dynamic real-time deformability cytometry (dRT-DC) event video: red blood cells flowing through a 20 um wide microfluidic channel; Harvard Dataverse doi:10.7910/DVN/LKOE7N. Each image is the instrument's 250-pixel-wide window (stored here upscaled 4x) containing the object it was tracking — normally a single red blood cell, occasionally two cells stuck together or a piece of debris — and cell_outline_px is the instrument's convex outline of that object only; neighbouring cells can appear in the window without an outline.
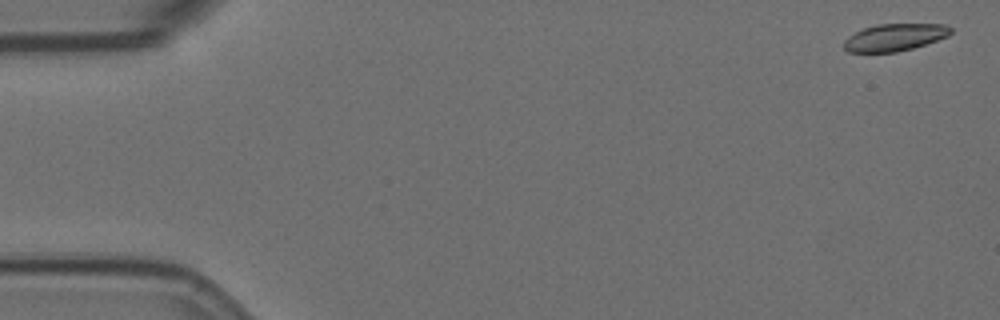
{"species": "Egyptian fruit bat (a non-hibernating species)", "species_latin": "Rousettus aegyptiacus", "temperature_condition": "room temperature", "stored_images_in_passage": 6, "camera_frame_rate_fps": 3000, "um_per_image_px": 0.085, "animal": {"sex": "female"}, "frame": {"image": 1, "passage_image": 1, "time_ms": 0.0, "image_size_px": [1000, 320], "cell_outline_px": [[952, 32], [948, 36], [912, 48], [896, 52], [848, 52], [844, 48], [844, 40], [848, 36], [864, 28], [876, 24], [944, 24], [952, 28]], "centroid_in_image_um": [76.04, 3.17], "position_along_channel_um": 9.0, "area_um2": 16.82}}
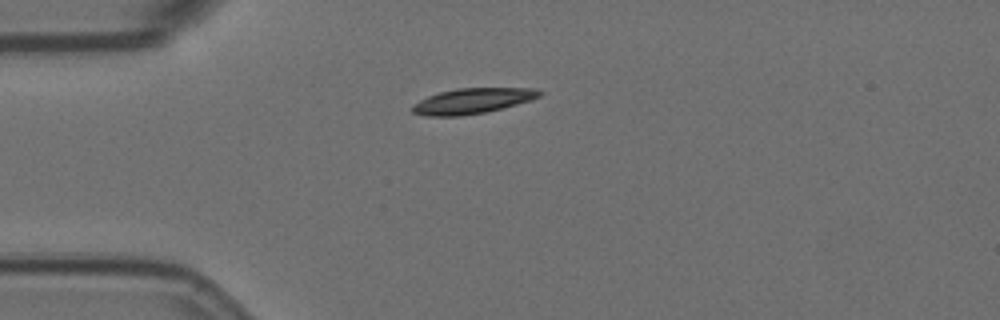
{"frame": {"image": 2, "passage_image": 4, "time_ms": 1.0, "image_size_px": [1000, 320], "cell_outline_px": [[544, 92], [540, 96], [532, 100], [484, 112], [460, 116], [424, 116], [412, 112], [412, 108], [420, 100], [428, 96], [440, 92], [456, 88], [536, 88]], "centroid_in_image_um": [40.18, 8.57], "position_along_channel_um": 44.8, "area_um2": 18.67}}
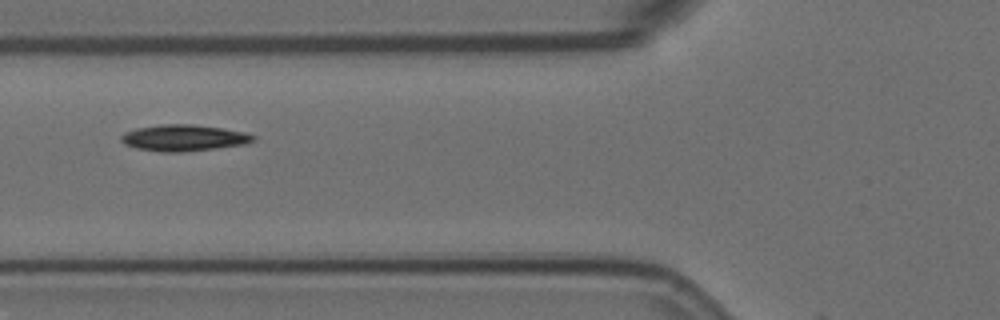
{"frame": {"image": 3, "passage_image": 6, "time_ms": 1.667, "image_size_px": [1000, 320], "cell_outline_px": [[256, 140], [244, 144], [216, 148], [180, 152], [160, 152], [136, 148], [124, 144], [120, 140], [120, 136], [124, 132], [136, 128], [160, 124], [192, 124], [220, 128], [244, 132], [256, 136]], "centroid_in_image_um": [15.58, 11.72], "position_along_channel_um": 110.2, "area_um2": 20.29}}